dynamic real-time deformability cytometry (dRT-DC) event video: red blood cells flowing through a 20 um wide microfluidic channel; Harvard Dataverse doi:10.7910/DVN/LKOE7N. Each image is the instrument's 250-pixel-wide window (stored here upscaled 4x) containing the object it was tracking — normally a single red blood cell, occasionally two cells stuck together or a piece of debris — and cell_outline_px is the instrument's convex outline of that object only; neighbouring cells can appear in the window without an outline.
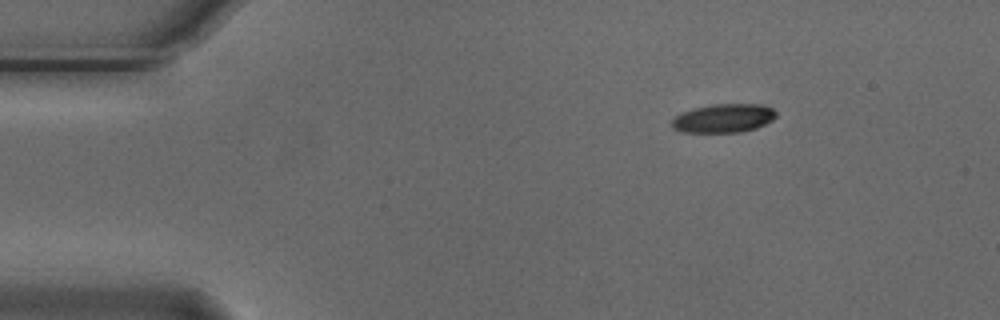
{"species": "Egyptian fruit bat (a non-hibernating species)", "species_latin": "Rousettus aegyptiacus", "temperature_condition": "cold", "stored_images_in_passage": 3, "camera_frame_rate_fps": 3000, "um_per_image_px": 0.085, "animal": {"sex": "male"}, "frame": {"image": 1, "passage_image": 1, "time_ms": 0.0, "image_size_px": [1000, 320], "cell_outline_px": [[776, 116], [772, 120], [756, 128], [740, 132], [680, 132], [672, 128], [672, 120], [680, 112], [692, 108], [712, 104], [764, 104], [772, 108], [776, 112]], "centroid_in_image_um": [61.48, 10.04], "position_along_channel_um": 23.5, "area_um2": 17.57}}